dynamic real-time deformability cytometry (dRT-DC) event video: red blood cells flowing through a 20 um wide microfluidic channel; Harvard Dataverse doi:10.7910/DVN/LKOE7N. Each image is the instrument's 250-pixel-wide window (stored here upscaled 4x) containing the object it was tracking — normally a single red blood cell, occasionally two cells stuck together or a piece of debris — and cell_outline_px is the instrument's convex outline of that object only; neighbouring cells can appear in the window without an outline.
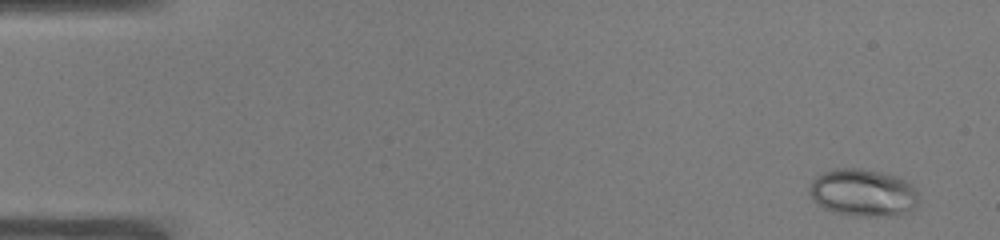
{"species": "common noctule bat (a hibernating species)", "species_latin": "Nyctalus noctula", "temperature_condition": "warm", "stored_images_in_passage": 50, "camera_frame_rate_fps": 3000, "um_per_image_px": 0.085, "animal": {"sex": "male", "body_mass_g": 19.0, "forearm_length_mm": 50.8}, "frame": {"image": 1, "passage_image": 1, "time_ms": 0.0, "image_size_px": [1000, 240], "cell_outline_px": [[916, 204], [904, 216], [852, 216], [836, 212], [824, 208], [812, 200], [808, 192], [812, 180], [816, 176], [824, 172], [836, 168], [860, 168], [880, 172], [896, 176], [912, 184], [916, 192]], "centroid_in_image_um": [73.33, 16.39], "position_along_channel_um": 11.7, "area_um2": 30.29}}
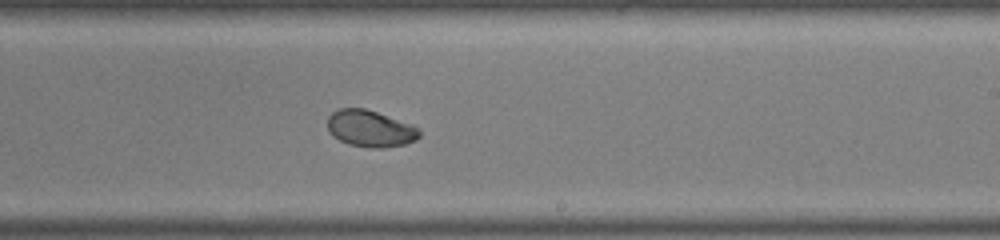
{"frame": {"image": 2, "passage_image": 30, "time_ms": 9.667, "image_size_px": [1000, 240], "cell_outline_px": [[420, 136], [416, 140], [404, 144], [384, 148], [368, 148], [348, 144], [332, 136], [328, 128], [328, 116], [332, 112], [340, 108], [364, 108], [412, 124], [420, 128]], "centroid_in_image_um": [31.48, 10.94], "position_along_channel_um": 257.5, "area_um2": 19.71}}
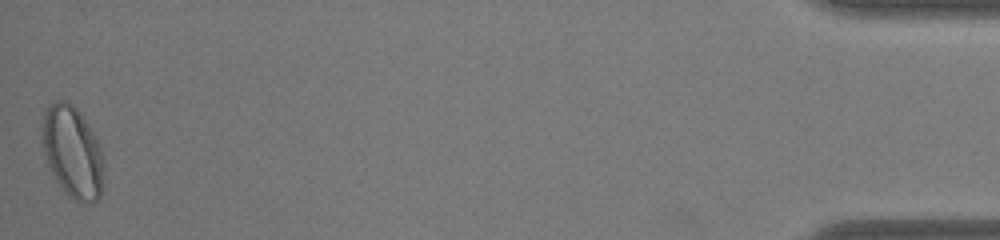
{"frame": {"image": 3, "passage_image": 50, "time_ms": 16.333, "image_size_px": [1000, 240], "cell_outline_px": [[104, 180], [100, 196], [92, 204], [80, 204], [72, 200], [68, 196], [56, 180], [48, 164], [44, 152], [40, 136], [40, 124], [44, 108], [56, 100], [64, 100], [72, 104], [76, 108], [96, 136], [100, 148], [104, 164]], "centroid_in_image_um": [6.15, 12.93], "position_along_channel_um": 429.1, "area_um2": 33.7}, "authors_computed_cell_mechanics": {"area_um2": 22.3108, "velocity_mm_per_s": 3.9135, "shape_relaxation_time_tau1_ms": 5.6868, "shape_relaxation_time_tau2_ms": 1.4619, "deformation_change_tau1": 0.1783, "deformation_change_tau2": 0.0447}}